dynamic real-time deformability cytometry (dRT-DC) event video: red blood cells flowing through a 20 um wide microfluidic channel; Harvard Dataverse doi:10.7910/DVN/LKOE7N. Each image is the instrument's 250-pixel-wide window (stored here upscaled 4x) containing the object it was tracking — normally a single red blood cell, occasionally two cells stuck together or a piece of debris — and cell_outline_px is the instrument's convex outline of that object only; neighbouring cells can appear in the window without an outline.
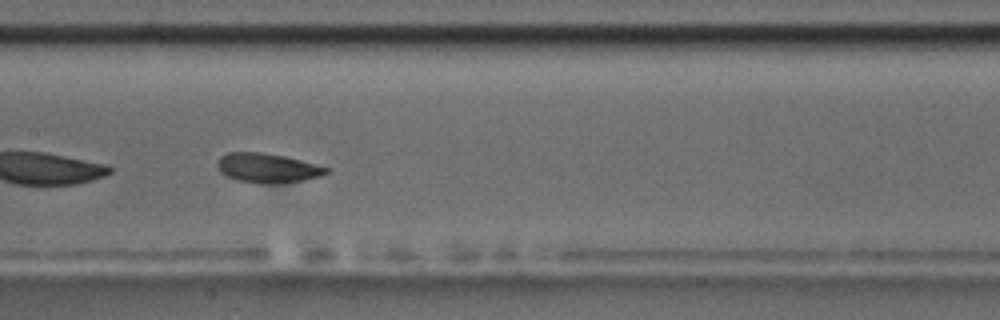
{"species": "common noctule bat (a hibernating species)", "species_latin": "Nyctalus noctula", "temperature_condition": "room temperature", "stored_images_in_passage": 9, "camera_frame_rate_fps": 3000, "um_per_image_px": 0.085, "animal": {"sex": "male", "body_mass_g": 17.5, "forearm_length_mm": 52.3}, "frame": {"image": 1, "passage_image": 8, "time_ms": 9.0, "image_size_px": [1000, 320], "cell_outline_px": [[328, 172], [320, 176], [300, 180], [272, 184], [260, 184], [236, 180], [220, 172], [216, 164], [220, 156], [228, 152], [264, 152], [284, 156], [300, 160], [328, 168]], "centroid_in_image_um": [22.67, 14.27], "position_along_channel_um": 184.7, "area_um2": 18.55}}